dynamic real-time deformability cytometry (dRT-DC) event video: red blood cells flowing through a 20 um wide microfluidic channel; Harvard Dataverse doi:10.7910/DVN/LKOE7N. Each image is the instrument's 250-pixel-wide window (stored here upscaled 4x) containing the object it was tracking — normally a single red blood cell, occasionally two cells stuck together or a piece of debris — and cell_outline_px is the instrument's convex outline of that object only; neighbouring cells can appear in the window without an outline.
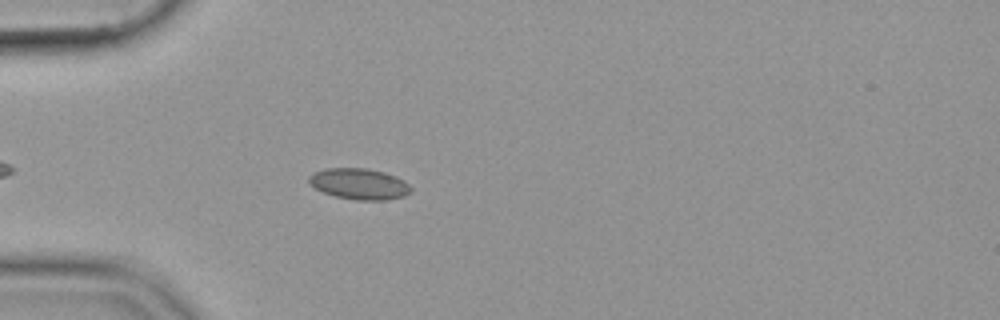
{"species": "common noctule bat (a hibernating species)", "species_latin": "Nyctalus noctula", "temperature_condition": "cold", "stored_images_in_passage": 38, "camera_frame_rate_fps": 3000, "um_per_image_px": 0.085, "animal": {"sex": "female", "body_mass_g": 19.9}, "frame": {"image": 1, "passage_image": 3, "time_ms": 0.667, "image_size_px": [1000, 320], "cell_outline_px": [[412, 192], [404, 196], [388, 200], [356, 200], [336, 196], [324, 192], [316, 188], [308, 180], [308, 176], [324, 168], [364, 168], [384, 172], [396, 176], [404, 180], [412, 188]], "centroid_in_image_um": [30.58, 15.63], "position_along_channel_um": 54.4, "area_um2": 18.38}}
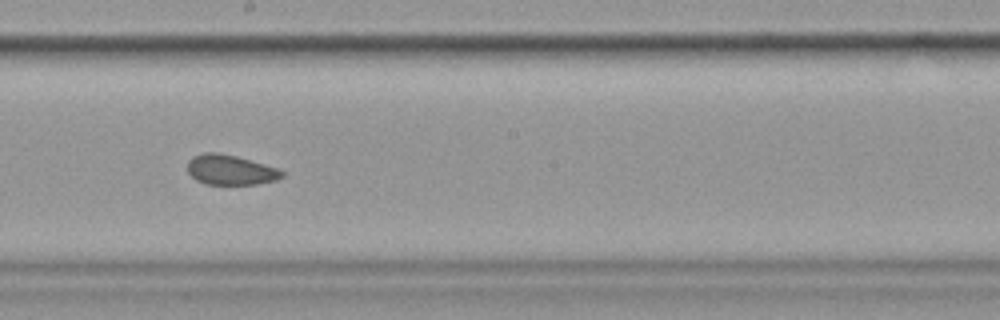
{"frame": {"image": 2, "passage_image": 18, "time_ms": 5.667, "image_size_px": [1000, 320], "cell_outline_px": [[284, 176], [276, 180], [256, 184], [204, 184], [196, 180], [188, 172], [188, 160], [192, 156], [204, 152], [216, 152], [236, 156], [264, 164], [276, 168], [284, 172]], "centroid_in_image_um": [19.56, 14.44], "position_along_channel_um": 228.6, "area_um2": 16.47}}
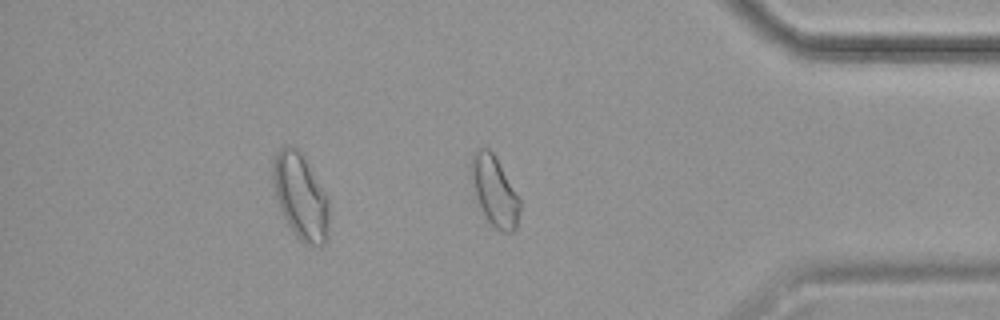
{"frame": {"image": 3, "passage_image": 33, "time_ms": 10.667, "image_size_px": [1000, 320], "cell_outline_px": [[520, 208], [516, 228], [512, 232], [500, 232], [488, 220], [476, 196], [468, 172], [468, 168], [472, 156], [476, 148], [488, 148], [496, 156], [520, 200]], "centroid_in_image_um": [42.0, 16.19], "position_along_channel_um": 393.2, "area_um2": 19.77}}